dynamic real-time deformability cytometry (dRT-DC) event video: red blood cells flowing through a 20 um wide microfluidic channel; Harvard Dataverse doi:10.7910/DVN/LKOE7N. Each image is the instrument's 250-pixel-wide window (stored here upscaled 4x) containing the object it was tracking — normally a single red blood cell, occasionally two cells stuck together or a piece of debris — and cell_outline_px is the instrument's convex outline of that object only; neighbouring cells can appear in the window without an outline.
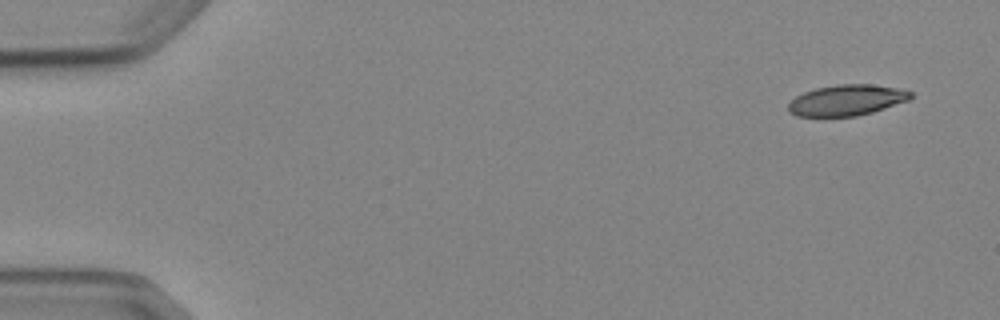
{"species": "Egyptian fruit bat (a non-hibernating species)", "species_latin": "Rousettus aegyptiacus", "temperature_condition": "cold", "stored_images_in_passage": 4, "camera_frame_rate_fps": 3000, "um_per_image_px": 0.085, "animal": {"sex": "female"}, "frame": {"image": 1, "passage_image": 1, "time_ms": 0.0, "image_size_px": [1000, 320], "cell_outline_px": [[912, 96], [908, 100], [872, 112], [856, 116], [796, 116], [788, 112], [788, 104], [796, 96], [804, 92], [816, 88], [836, 84], [872, 84], [904, 88], [912, 92]], "centroid_in_image_um": [71.98, 8.5], "position_along_channel_um": 13.0, "area_um2": 22.08}}
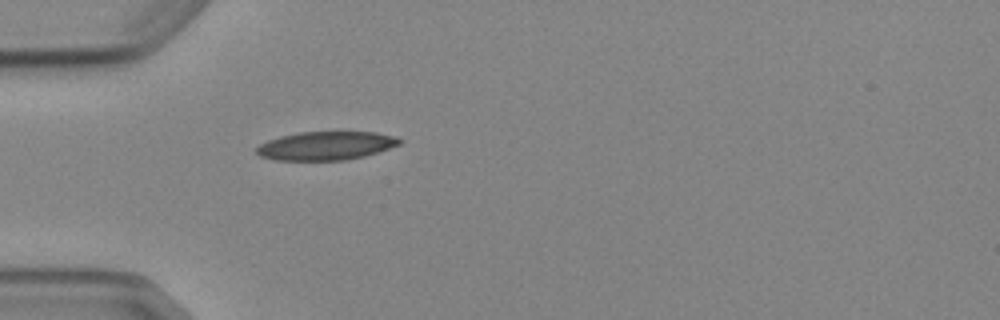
{"frame": {"image": 2, "passage_image": 4, "time_ms": 4.333, "image_size_px": [1000, 320], "cell_outline_px": [[404, 140], [400, 144], [364, 156], [344, 160], [272, 160], [260, 156], [256, 152], [256, 148], [260, 144], [268, 140], [280, 136], [300, 132], [376, 132], [396, 136]], "centroid_in_image_um": [27.7, 12.38], "position_along_channel_um": 57.3, "area_um2": 23.76}}